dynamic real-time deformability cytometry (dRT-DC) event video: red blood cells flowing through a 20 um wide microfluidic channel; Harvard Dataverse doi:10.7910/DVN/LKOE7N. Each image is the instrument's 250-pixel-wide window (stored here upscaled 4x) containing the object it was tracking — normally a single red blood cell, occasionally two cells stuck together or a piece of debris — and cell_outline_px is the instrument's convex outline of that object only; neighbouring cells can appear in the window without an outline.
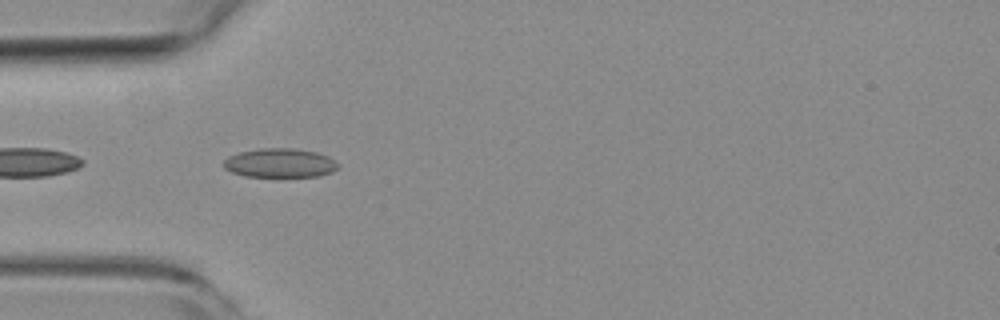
{"species": "common noctule bat (a hibernating species)", "species_latin": "Nyctalus noctula", "temperature_condition": "room temperature", "stored_images_in_passage": 27, "camera_frame_rate_fps": 3000, "um_per_image_px": 0.085, "animal": {"sex": "female", "body_mass_g": 19.3, "forearm_length_mm": 54.1}, "frame": {"image": 1, "passage_image": 15, "time_ms": 4.667, "image_size_px": [1000, 320], "cell_outline_px": [[340, 168], [332, 172], [320, 176], [244, 176], [232, 172], [224, 168], [220, 164], [228, 156], [240, 152], [260, 148], [292, 148], [316, 152], [328, 156], [340, 164]], "centroid_in_image_um": [23.8, 13.85], "position_along_channel_um": 61.2, "area_um2": 19.54}}
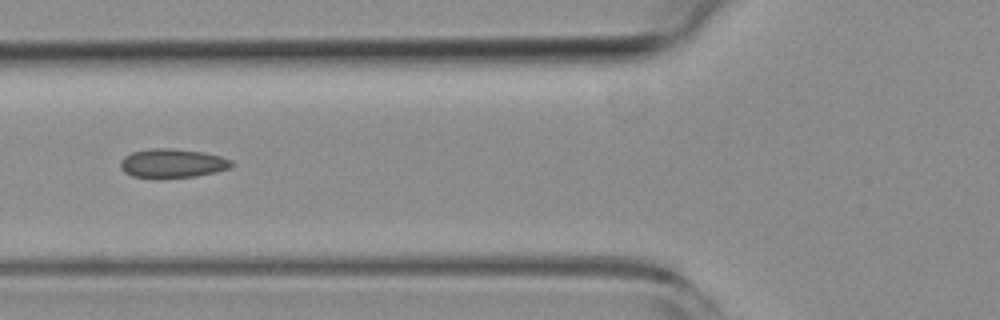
{"frame": {"image": 2, "passage_image": 19, "time_ms": 6.0, "image_size_px": [1000, 320], "cell_outline_px": [[236, 164], [228, 168], [216, 172], [196, 176], [160, 180], [152, 180], [132, 176], [124, 172], [120, 168], [120, 160], [124, 156], [132, 152], [148, 148], [168, 148], [204, 152], [220, 156], [232, 160]], "centroid_in_image_um": [14.61, 13.91], "position_along_channel_um": 111.2, "area_um2": 19.48}}
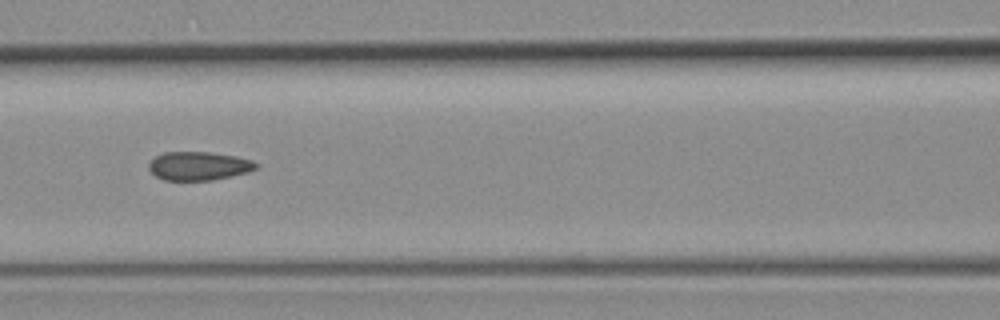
{"frame": {"image": 3, "passage_image": 22, "time_ms": 7.0, "image_size_px": [1000, 320], "cell_outline_px": [[260, 164], [256, 168], [248, 172], [232, 176], [212, 180], [164, 180], [156, 176], [148, 168], [148, 164], [156, 156], [164, 152], [208, 152], [236, 156], [252, 160]], "centroid_in_image_um": [16.91, 14.1], "position_along_channel_um": 149.7, "area_um2": 17.86}}